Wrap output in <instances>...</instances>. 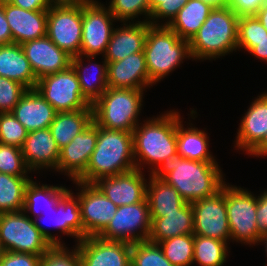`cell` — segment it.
Segmentation results:
<instances>
[{
    "instance_id": "obj_25",
    "label": "cell",
    "mask_w": 267,
    "mask_h": 266,
    "mask_svg": "<svg viewBox=\"0 0 267 266\" xmlns=\"http://www.w3.org/2000/svg\"><path fill=\"white\" fill-rule=\"evenodd\" d=\"M11 113L32 132L49 128L57 112L36 89H28Z\"/></svg>"
},
{
    "instance_id": "obj_12",
    "label": "cell",
    "mask_w": 267,
    "mask_h": 266,
    "mask_svg": "<svg viewBox=\"0 0 267 266\" xmlns=\"http://www.w3.org/2000/svg\"><path fill=\"white\" fill-rule=\"evenodd\" d=\"M46 35L69 56L80 55L82 5L52 6L47 10Z\"/></svg>"
},
{
    "instance_id": "obj_23",
    "label": "cell",
    "mask_w": 267,
    "mask_h": 266,
    "mask_svg": "<svg viewBox=\"0 0 267 266\" xmlns=\"http://www.w3.org/2000/svg\"><path fill=\"white\" fill-rule=\"evenodd\" d=\"M149 24L145 21H136L135 23L129 21L123 22V27L114 28L104 59L107 62H114L123 60L131 54L144 52Z\"/></svg>"
},
{
    "instance_id": "obj_10",
    "label": "cell",
    "mask_w": 267,
    "mask_h": 266,
    "mask_svg": "<svg viewBox=\"0 0 267 266\" xmlns=\"http://www.w3.org/2000/svg\"><path fill=\"white\" fill-rule=\"evenodd\" d=\"M151 217L147 198L139 203L119 206L107 227L98 235L107 241H123L130 244L148 240Z\"/></svg>"
},
{
    "instance_id": "obj_9",
    "label": "cell",
    "mask_w": 267,
    "mask_h": 266,
    "mask_svg": "<svg viewBox=\"0 0 267 266\" xmlns=\"http://www.w3.org/2000/svg\"><path fill=\"white\" fill-rule=\"evenodd\" d=\"M35 89L56 112H71L92 106L83 97L78 77L71 65L66 70L40 78Z\"/></svg>"
},
{
    "instance_id": "obj_52",
    "label": "cell",
    "mask_w": 267,
    "mask_h": 266,
    "mask_svg": "<svg viewBox=\"0 0 267 266\" xmlns=\"http://www.w3.org/2000/svg\"><path fill=\"white\" fill-rule=\"evenodd\" d=\"M52 6H80L89 3L91 0H50Z\"/></svg>"
},
{
    "instance_id": "obj_54",
    "label": "cell",
    "mask_w": 267,
    "mask_h": 266,
    "mask_svg": "<svg viewBox=\"0 0 267 266\" xmlns=\"http://www.w3.org/2000/svg\"><path fill=\"white\" fill-rule=\"evenodd\" d=\"M205 4H208L210 7L221 8L225 6H229V0H201Z\"/></svg>"
},
{
    "instance_id": "obj_31",
    "label": "cell",
    "mask_w": 267,
    "mask_h": 266,
    "mask_svg": "<svg viewBox=\"0 0 267 266\" xmlns=\"http://www.w3.org/2000/svg\"><path fill=\"white\" fill-rule=\"evenodd\" d=\"M180 114L177 112V150L178 155L190 160L216 161L209 152V137L203 130L196 127L183 126Z\"/></svg>"
},
{
    "instance_id": "obj_44",
    "label": "cell",
    "mask_w": 267,
    "mask_h": 266,
    "mask_svg": "<svg viewBox=\"0 0 267 266\" xmlns=\"http://www.w3.org/2000/svg\"><path fill=\"white\" fill-rule=\"evenodd\" d=\"M189 0H150L151 5V15L150 23L152 25H160L158 23L159 19L164 21L168 20L162 25L169 24L173 18L177 15L179 10L188 2ZM152 20V21H151Z\"/></svg>"
},
{
    "instance_id": "obj_1",
    "label": "cell",
    "mask_w": 267,
    "mask_h": 266,
    "mask_svg": "<svg viewBox=\"0 0 267 266\" xmlns=\"http://www.w3.org/2000/svg\"><path fill=\"white\" fill-rule=\"evenodd\" d=\"M221 171L217 161L190 160L177 155L164 160L151 175L163 179L187 203H192L220 190L225 183Z\"/></svg>"
},
{
    "instance_id": "obj_39",
    "label": "cell",
    "mask_w": 267,
    "mask_h": 266,
    "mask_svg": "<svg viewBox=\"0 0 267 266\" xmlns=\"http://www.w3.org/2000/svg\"><path fill=\"white\" fill-rule=\"evenodd\" d=\"M267 35V30L256 16H242L238 20V51L248 52L255 46V42L262 40Z\"/></svg>"
},
{
    "instance_id": "obj_35",
    "label": "cell",
    "mask_w": 267,
    "mask_h": 266,
    "mask_svg": "<svg viewBox=\"0 0 267 266\" xmlns=\"http://www.w3.org/2000/svg\"><path fill=\"white\" fill-rule=\"evenodd\" d=\"M225 241L194 235L193 263L200 266H222L228 256V245Z\"/></svg>"
},
{
    "instance_id": "obj_11",
    "label": "cell",
    "mask_w": 267,
    "mask_h": 266,
    "mask_svg": "<svg viewBox=\"0 0 267 266\" xmlns=\"http://www.w3.org/2000/svg\"><path fill=\"white\" fill-rule=\"evenodd\" d=\"M115 17L109 9L96 0L82 5V39L80 55L94 59L105 55L111 39Z\"/></svg>"
},
{
    "instance_id": "obj_55",
    "label": "cell",
    "mask_w": 267,
    "mask_h": 266,
    "mask_svg": "<svg viewBox=\"0 0 267 266\" xmlns=\"http://www.w3.org/2000/svg\"><path fill=\"white\" fill-rule=\"evenodd\" d=\"M261 242H263V244H265V250H266L265 252L267 253V234H264L260 237L258 243L260 244Z\"/></svg>"
},
{
    "instance_id": "obj_4",
    "label": "cell",
    "mask_w": 267,
    "mask_h": 266,
    "mask_svg": "<svg viewBox=\"0 0 267 266\" xmlns=\"http://www.w3.org/2000/svg\"><path fill=\"white\" fill-rule=\"evenodd\" d=\"M239 17L229 6L214 8L189 41L192 59H216L238 50Z\"/></svg>"
},
{
    "instance_id": "obj_15",
    "label": "cell",
    "mask_w": 267,
    "mask_h": 266,
    "mask_svg": "<svg viewBox=\"0 0 267 266\" xmlns=\"http://www.w3.org/2000/svg\"><path fill=\"white\" fill-rule=\"evenodd\" d=\"M73 194L74 193L69 190L59 201L56 208L52 211H47L44 220H48L49 218L48 221H50L49 223H51L53 227L67 236L74 237L77 239L76 242L79 243L83 239V225L81 222L79 201ZM43 215L44 214L33 219L35 226L53 246H65V244L60 241L61 239L52 235V233L47 231L48 229L41 225V222H38L43 220ZM47 215H49V217L46 219Z\"/></svg>"
},
{
    "instance_id": "obj_20",
    "label": "cell",
    "mask_w": 267,
    "mask_h": 266,
    "mask_svg": "<svg viewBox=\"0 0 267 266\" xmlns=\"http://www.w3.org/2000/svg\"><path fill=\"white\" fill-rule=\"evenodd\" d=\"M6 20L11 29L13 43L23 44L46 36L47 10H25L2 0Z\"/></svg>"
},
{
    "instance_id": "obj_53",
    "label": "cell",
    "mask_w": 267,
    "mask_h": 266,
    "mask_svg": "<svg viewBox=\"0 0 267 266\" xmlns=\"http://www.w3.org/2000/svg\"><path fill=\"white\" fill-rule=\"evenodd\" d=\"M260 23L267 30V3H265L255 15Z\"/></svg>"
},
{
    "instance_id": "obj_41",
    "label": "cell",
    "mask_w": 267,
    "mask_h": 266,
    "mask_svg": "<svg viewBox=\"0 0 267 266\" xmlns=\"http://www.w3.org/2000/svg\"><path fill=\"white\" fill-rule=\"evenodd\" d=\"M27 135V129L11 112L0 113V143L21 148Z\"/></svg>"
},
{
    "instance_id": "obj_30",
    "label": "cell",
    "mask_w": 267,
    "mask_h": 266,
    "mask_svg": "<svg viewBox=\"0 0 267 266\" xmlns=\"http://www.w3.org/2000/svg\"><path fill=\"white\" fill-rule=\"evenodd\" d=\"M83 55L71 57V66L75 70L78 77L83 97L93 105L100 96L107 90V61L104 59L101 64L91 63L88 65L93 71H96L92 75L86 64H84ZM84 66V67H83ZM92 66V67H91ZM90 71V72H89ZM91 73V74H90ZM96 75V76H95ZM94 76V77H93ZM93 79H92V78Z\"/></svg>"
},
{
    "instance_id": "obj_45",
    "label": "cell",
    "mask_w": 267,
    "mask_h": 266,
    "mask_svg": "<svg viewBox=\"0 0 267 266\" xmlns=\"http://www.w3.org/2000/svg\"><path fill=\"white\" fill-rule=\"evenodd\" d=\"M41 258L31 253L5 251L0 266H40Z\"/></svg>"
},
{
    "instance_id": "obj_14",
    "label": "cell",
    "mask_w": 267,
    "mask_h": 266,
    "mask_svg": "<svg viewBox=\"0 0 267 266\" xmlns=\"http://www.w3.org/2000/svg\"><path fill=\"white\" fill-rule=\"evenodd\" d=\"M80 187L77 196L80 206L83 238L98 236L117 212L116 206L94 183L73 181Z\"/></svg>"
},
{
    "instance_id": "obj_22",
    "label": "cell",
    "mask_w": 267,
    "mask_h": 266,
    "mask_svg": "<svg viewBox=\"0 0 267 266\" xmlns=\"http://www.w3.org/2000/svg\"><path fill=\"white\" fill-rule=\"evenodd\" d=\"M107 64L108 87L145 90L152 86L144 52L131 54L123 60L107 62Z\"/></svg>"
},
{
    "instance_id": "obj_24",
    "label": "cell",
    "mask_w": 267,
    "mask_h": 266,
    "mask_svg": "<svg viewBox=\"0 0 267 266\" xmlns=\"http://www.w3.org/2000/svg\"><path fill=\"white\" fill-rule=\"evenodd\" d=\"M267 133V92L260 94L243 116L235 146L248 154L263 140Z\"/></svg>"
},
{
    "instance_id": "obj_19",
    "label": "cell",
    "mask_w": 267,
    "mask_h": 266,
    "mask_svg": "<svg viewBox=\"0 0 267 266\" xmlns=\"http://www.w3.org/2000/svg\"><path fill=\"white\" fill-rule=\"evenodd\" d=\"M37 80L66 70L71 65V56L55 45L46 35L21 44Z\"/></svg>"
},
{
    "instance_id": "obj_32",
    "label": "cell",
    "mask_w": 267,
    "mask_h": 266,
    "mask_svg": "<svg viewBox=\"0 0 267 266\" xmlns=\"http://www.w3.org/2000/svg\"><path fill=\"white\" fill-rule=\"evenodd\" d=\"M212 9L201 0H189L167 26L181 39L190 41L206 21Z\"/></svg>"
},
{
    "instance_id": "obj_43",
    "label": "cell",
    "mask_w": 267,
    "mask_h": 266,
    "mask_svg": "<svg viewBox=\"0 0 267 266\" xmlns=\"http://www.w3.org/2000/svg\"><path fill=\"white\" fill-rule=\"evenodd\" d=\"M40 266H81L77 248L52 246L41 258Z\"/></svg>"
},
{
    "instance_id": "obj_21",
    "label": "cell",
    "mask_w": 267,
    "mask_h": 266,
    "mask_svg": "<svg viewBox=\"0 0 267 266\" xmlns=\"http://www.w3.org/2000/svg\"><path fill=\"white\" fill-rule=\"evenodd\" d=\"M21 151L29 173L44 168L56 171L60 149L49 128L28 132Z\"/></svg>"
},
{
    "instance_id": "obj_38",
    "label": "cell",
    "mask_w": 267,
    "mask_h": 266,
    "mask_svg": "<svg viewBox=\"0 0 267 266\" xmlns=\"http://www.w3.org/2000/svg\"><path fill=\"white\" fill-rule=\"evenodd\" d=\"M108 9L114 15L116 21H133L139 15H145V22L150 23V0H111Z\"/></svg>"
},
{
    "instance_id": "obj_2",
    "label": "cell",
    "mask_w": 267,
    "mask_h": 266,
    "mask_svg": "<svg viewBox=\"0 0 267 266\" xmlns=\"http://www.w3.org/2000/svg\"><path fill=\"white\" fill-rule=\"evenodd\" d=\"M133 147L136 169L151 165L150 174L164 160L177 156V111H167L138 124L133 130Z\"/></svg>"
},
{
    "instance_id": "obj_26",
    "label": "cell",
    "mask_w": 267,
    "mask_h": 266,
    "mask_svg": "<svg viewBox=\"0 0 267 266\" xmlns=\"http://www.w3.org/2000/svg\"><path fill=\"white\" fill-rule=\"evenodd\" d=\"M0 76L35 89L37 78L20 44L0 45Z\"/></svg>"
},
{
    "instance_id": "obj_8",
    "label": "cell",
    "mask_w": 267,
    "mask_h": 266,
    "mask_svg": "<svg viewBox=\"0 0 267 266\" xmlns=\"http://www.w3.org/2000/svg\"><path fill=\"white\" fill-rule=\"evenodd\" d=\"M30 217L23 210L0 213V240L5 251L43 256L53 246Z\"/></svg>"
},
{
    "instance_id": "obj_28",
    "label": "cell",
    "mask_w": 267,
    "mask_h": 266,
    "mask_svg": "<svg viewBox=\"0 0 267 266\" xmlns=\"http://www.w3.org/2000/svg\"><path fill=\"white\" fill-rule=\"evenodd\" d=\"M93 122V108L71 112H57L49 129L59 149L68 145Z\"/></svg>"
},
{
    "instance_id": "obj_51",
    "label": "cell",
    "mask_w": 267,
    "mask_h": 266,
    "mask_svg": "<svg viewBox=\"0 0 267 266\" xmlns=\"http://www.w3.org/2000/svg\"><path fill=\"white\" fill-rule=\"evenodd\" d=\"M252 156H267V133L263 140L249 153Z\"/></svg>"
},
{
    "instance_id": "obj_48",
    "label": "cell",
    "mask_w": 267,
    "mask_h": 266,
    "mask_svg": "<svg viewBox=\"0 0 267 266\" xmlns=\"http://www.w3.org/2000/svg\"><path fill=\"white\" fill-rule=\"evenodd\" d=\"M14 6L20 7L25 10H48L52 7L50 0H7Z\"/></svg>"
},
{
    "instance_id": "obj_34",
    "label": "cell",
    "mask_w": 267,
    "mask_h": 266,
    "mask_svg": "<svg viewBox=\"0 0 267 266\" xmlns=\"http://www.w3.org/2000/svg\"><path fill=\"white\" fill-rule=\"evenodd\" d=\"M28 177L0 173V213L23 210Z\"/></svg>"
},
{
    "instance_id": "obj_17",
    "label": "cell",
    "mask_w": 267,
    "mask_h": 266,
    "mask_svg": "<svg viewBox=\"0 0 267 266\" xmlns=\"http://www.w3.org/2000/svg\"><path fill=\"white\" fill-rule=\"evenodd\" d=\"M98 136V126L92 122L82 133L60 149L57 172L65 173L72 181H77L86 170Z\"/></svg>"
},
{
    "instance_id": "obj_7",
    "label": "cell",
    "mask_w": 267,
    "mask_h": 266,
    "mask_svg": "<svg viewBox=\"0 0 267 266\" xmlns=\"http://www.w3.org/2000/svg\"><path fill=\"white\" fill-rule=\"evenodd\" d=\"M224 195L231 240L257 245L262 236L256 220L257 197L246 189L226 183Z\"/></svg>"
},
{
    "instance_id": "obj_29",
    "label": "cell",
    "mask_w": 267,
    "mask_h": 266,
    "mask_svg": "<svg viewBox=\"0 0 267 266\" xmlns=\"http://www.w3.org/2000/svg\"><path fill=\"white\" fill-rule=\"evenodd\" d=\"M149 176L146 198L151 218L165 217L167 213L176 212L187 203L176 188L163 179H157L151 174Z\"/></svg>"
},
{
    "instance_id": "obj_49",
    "label": "cell",
    "mask_w": 267,
    "mask_h": 266,
    "mask_svg": "<svg viewBox=\"0 0 267 266\" xmlns=\"http://www.w3.org/2000/svg\"><path fill=\"white\" fill-rule=\"evenodd\" d=\"M13 43L11 29L6 20L2 0H0V45H8Z\"/></svg>"
},
{
    "instance_id": "obj_50",
    "label": "cell",
    "mask_w": 267,
    "mask_h": 266,
    "mask_svg": "<svg viewBox=\"0 0 267 266\" xmlns=\"http://www.w3.org/2000/svg\"><path fill=\"white\" fill-rule=\"evenodd\" d=\"M249 52L257 59L267 62V35L262 40L255 42V46Z\"/></svg>"
},
{
    "instance_id": "obj_40",
    "label": "cell",
    "mask_w": 267,
    "mask_h": 266,
    "mask_svg": "<svg viewBox=\"0 0 267 266\" xmlns=\"http://www.w3.org/2000/svg\"><path fill=\"white\" fill-rule=\"evenodd\" d=\"M21 148L0 143V173L12 176H28Z\"/></svg>"
},
{
    "instance_id": "obj_18",
    "label": "cell",
    "mask_w": 267,
    "mask_h": 266,
    "mask_svg": "<svg viewBox=\"0 0 267 266\" xmlns=\"http://www.w3.org/2000/svg\"><path fill=\"white\" fill-rule=\"evenodd\" d=\"M142 170L101 177L94 184L116 206L131 205L142 202L147 195V179Z\"/></svg>"
},
{
    "instance_id": "obj_13",
    "label": "cell",
    "mask_w": 267,
    "mask_h": 266,
    "mask_svg": "<svg viewBox=\"0 0 267 266\" xmlns=\"http://www.w3.org/2000/svg\"><path fill=\"white\" fill-rule=\"evenodd\" d=\"M193 210L194 235L216 238L226 243L231 240L225 204L224 184L211 197L191 203Z\"/></svg>"
},
{
    "instance_id": "obj_6",
    "label": "cell",
    "mask_w": 267,
    "mask_h": 266,
    "mask_svg": "<svg viewBox=\"0 0 267 266\" xmlns=\"http://www.w3.org/2000/svg\"><path fill=\"white\" fill-rule=\"evenodd\" d=\"M143 91L108 87L92 105L93 122L105 129L133 132L139 124Z\"/></svg>"
},
{
    "instance_id": "obj_47",
    "label": "cell",
    "mask_w": 267,
    "mask_h": 266,
    "mask_svg": "<svg viewBox=\"0 0 267 266\" xmlns=\"http://www.w3.org/2000/svg\"><path fill=\"white\" fill-rule=\"evenodd\" d=\"M256 220L261 235L267 234V191L257 197Z\"/></svg>"
},
{
    "instance_id": "obj_16",
    "label": "cell",
    "mask_w": 267,
    "mask_h": 266,
    "mask_svg": "<svg viewBox=\"0 0 267 266\" xmlns=\"http://www.w3.org/2000/svg\"><path fill=\"white\" fill-rule=\"evenodd\" d=\"M81 266H130L131 244L123 241H107L98 236L83 238L75 246Z\"/></svg>"
},
{
    "instance_id": "obj_42",
    "label": "cell",
    "mask_w": 267,
    "mask_h": 266,
    "mask_svg": "<svg viewBox=\"0 0 267 266\" xmlns=\"http://www.w3.org/2000/svg\"><path fill=\"white\" fill-rule=\"evenodd\" d=\"M27 90L24 85L0 76V113L12 112Z\"/></svg>"
},
{
    "instance_id": "obj_5",
    "label": "cell",
    "mask_w": 267,
    "mask_h": 266,
    "mask_svg": "<svg viewBox=\"0 0 267 266\" xmlns=\"http://www.w3.org/2000/svg\"><path fill=\"white\" fill-rule=\"evenodd\" d=\"M143 51L152 86L180 66L184 58L190 59L191 57L189 41L181 39L167 25H152L151 23Z\"/></svg>"
},
{
    "instance_id": "obj_56",
    "label": "cell",
    "mask_w": 267,
    "mask_h": 266,
    "mask_svg": "<svg viewBox=\"0 0 267 266\" xmlns=\"http://www.w3.org/2000/svg\"><path fill=\"white\" fill-rule=\"evenodd\" d=\"M4 253H5V250H4L2 243H1V240H0V261L2 260Z\"/></svg>"
},
{
    "instance_id": "obj_36",
    "label": "cell",
    "mask_w": 267,
    "mask_h": 266,
    "mask_svg": "<svg viewBox=\"0 0 267 266\" xmlns=\"http://www.w3.org/2000/svg\"><path fill=\"white\" fill-rule=\"evenodd\" d=\"M165 257L174 266L193 264L194 234L179 235L160 241Z\"/></svg>"
},
{
    "instance_id": "obj_27",
    "label": "cell",
    "mask_w": 267,
    "mask_h": 266,
    "mask_svg": "<svg viewBox=\"0 0 267 266\" xmlns=\"http://www.w3.org/2000/svg\"><path fill=\"white\" fill-rule=\"evenodd\" d=\"M193 210L186 203L180 210L167 213L165 217L151 218V232L148 240L154 243L179 235L193 234Z\"/></svg>"
},
{
    "instance_id": "obj_37",
    "label": "cell",
    "mask_w": 267,
    "mask_h": 266,
    "mask_svg": "<svg viewBox=\"0 0 267 266\" xmlns=\"http://www.w3.org/2000/svg\"><path fill=\"white\" fill-rule=\"evenodd\" d=\"M132 266H174L165 257L158 243L149 240L131 244Z\"/></svg>"
},
{
    "instance_id": "obj_46",
    "label": "cell",
    "mask_w": 267,
    "mask_h": 266,
    "mask_svg": "<svg viewBox=\"0 0 267 266\" xmlns=\"http://www.w3.org/2000/svg\"><path fill=\"white\" fill-rule=\"evenodd\" d=\"M266 0H229V8L238 16H255Z\"/></svg>"
},
{
    "instance_id": "obj_33",
    "label": "cell",
    "mask_w": 267,
    "mask_h": 266,
    "mask_svg": "<svg viewBox=\"0 0 267 266\" xmlns=\"http://www.w3.org/2000/svg\"><path fill=\"white\" fill-rule=\"evenodd\" d=\"M68 191L69 189L63 186L40 185V183L38 184L31 179L25 190L23 212H30V215L33 214L36 218L42 215L41 213L52 211Z\"/></svg>"
},
{
    "instance_id": "obj_3",
    "label": "cell",
    "mask_w": 267,
    "mask_h": 266,
    "mask_svg": "<svg viewBox=\"0 0 267 266\" xmlns=\"http://www.w3.org/2000/svg\"><path fill=\"white\" fill-rule=\"evenodd\" d=\"M134 169L133 132L98 127L96 147L85 173L77 181L94 183L101 177L115 176Z\"/></svg>"
}]
</instances>
